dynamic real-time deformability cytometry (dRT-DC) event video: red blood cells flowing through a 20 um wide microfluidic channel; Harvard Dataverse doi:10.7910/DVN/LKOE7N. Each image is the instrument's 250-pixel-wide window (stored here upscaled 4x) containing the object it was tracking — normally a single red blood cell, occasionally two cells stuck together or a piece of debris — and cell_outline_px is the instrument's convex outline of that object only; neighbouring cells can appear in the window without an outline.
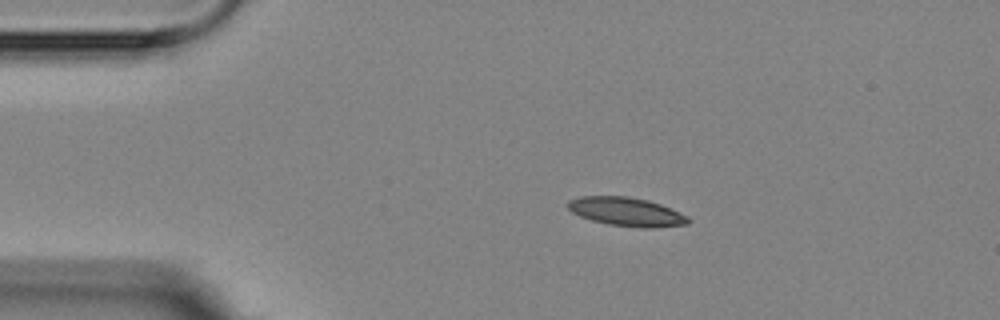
{"species": "Egyptian fruit bat (a non-hibernating species)", "species_latin": "Rousettus aegyptiacus", "temperature_condition": "room temperature", "stored_images_in_passage": 5, "camera_frame_rate_fps": 3000, "um_per_image_px": 0.085, "animal": {"sex": "female"}, "frame": {"image": 1, "passage_image": 1, "time_ms": 0.0, "image_size_px": [1000, 320], "cell_outline_px": [[692, 220], [688, 224], [652, 228], [640, 228], [608, 224], [592, 220], [580, 216], [572, 212], [568, 208], [568, 200], [580, 196], [628, 196], [648, 200], [660, 204], [680, 212], [688, 216]], "centroid_in_image_um": [53.27, 18.0], "position_along_channel_um": 31.7, "area_um2": 20.23}}
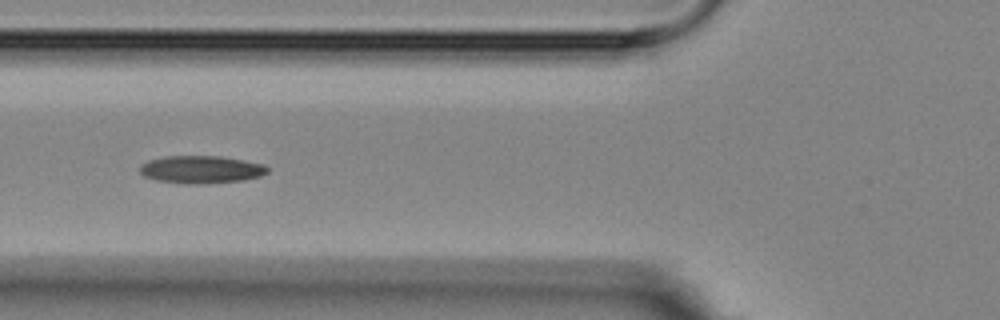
{"frame": {"image": 2, "passage_image": 4, "time_ms": 3.333, "image_size_px": [1000, 320], "cell_outline_px": [[268, 172], [260, 176], [244, 180], [196, 184], [188, 184], [156, 180], [144, 176], [140, 172], [140, 164], [148, 160], [164, 156], [220, 156], [244, 160], [264, 164], [268, 168]], "centroid_in_image_um": [17.08, 14.4], "position_along_channel_um": 108.7, "area_um2": 20.58}}
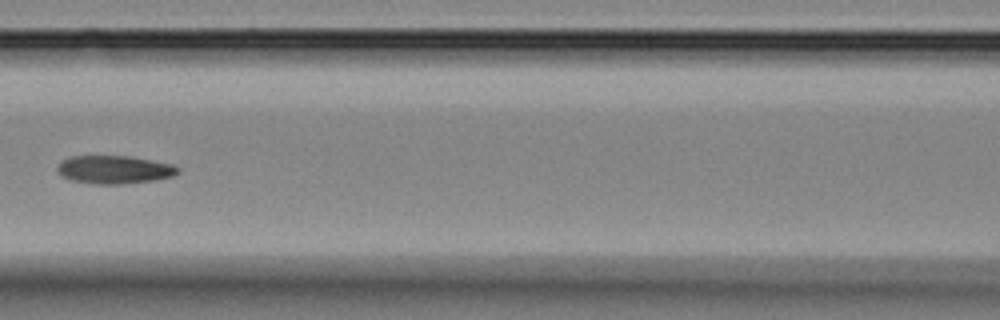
{"frame": {"image": 3, "passage_image": 5, "time_ms": 4.667, "image_size_px": [1000, 320], "cell_outline_px": [[180, 172], [172, 176], [152, 180], [120, 184], [96, 184], [72, 180], [60, 176], [56, 172], [56, 168], [60, 160], [68, 156], [132, 156], [172, 164], [180, 168]], "centroid_in_image_um": [9.66, 14.4], "position_along_channel_um": 156.9, "area_um2": 19.94}}